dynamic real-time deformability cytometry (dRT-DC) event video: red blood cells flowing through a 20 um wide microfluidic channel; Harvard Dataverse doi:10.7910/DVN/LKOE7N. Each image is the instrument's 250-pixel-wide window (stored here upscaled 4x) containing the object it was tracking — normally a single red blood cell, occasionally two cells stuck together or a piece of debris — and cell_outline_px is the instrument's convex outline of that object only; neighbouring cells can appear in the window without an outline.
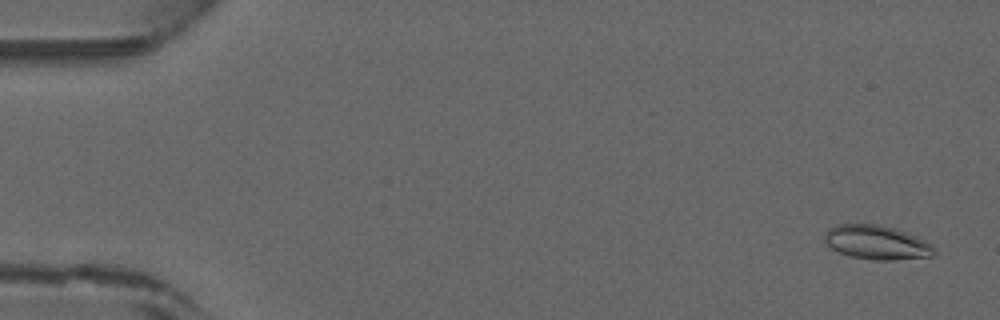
{"species": "common noctule bat (a hibernating species)", "species_latin": "Nyctalus noctula", "temperature_condition": "warm", "stored_images_in_passage": 4, "camera_frame_rate_fps": 3000, "um_per_image_px": 0.085, "animal": {"sex": "male", "forearm_length_mm": 52.5}, "frame": {"image": 1, "passage_image": 2, "time_ms": 0.333, "image_size_px": [1000, 320], "cell_outline_px": [[936, 252], [932, 256], [892, 260], [872, 260], [848, 256], [832, 248], [824, 240], [824, 236], [828, 228], [836, 224], [876, 224], [892, 228], [916, 236], [932, 244]], "centroid_in_image_um": [74.5, 20.61], "position_along_channel_um": 10.5, "area_um2": 21.68}}